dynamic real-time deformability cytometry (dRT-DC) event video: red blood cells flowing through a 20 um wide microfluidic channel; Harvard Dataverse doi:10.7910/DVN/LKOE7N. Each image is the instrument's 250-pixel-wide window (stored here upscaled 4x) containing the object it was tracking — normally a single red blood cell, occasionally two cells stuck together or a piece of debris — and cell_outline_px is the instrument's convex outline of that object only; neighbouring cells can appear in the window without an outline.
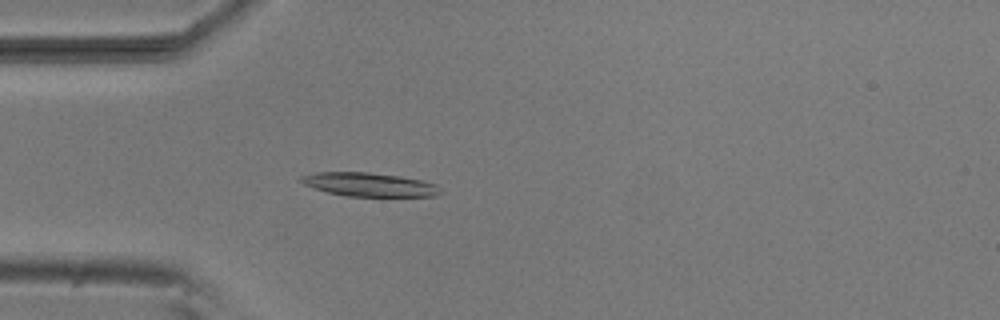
{"species": "common noctule bat (a hibernating species)", "species_latin": "Nyctalus noctula", "temperature_condition": "room temperature", "stored_images_in_passage": 53, "camera_frame_rate_fps": 3000, "um_per_image_px": 0.085, "animal": {"sex": "male", "body_mass_g": 20.5, "forearm_length_mm": 52.5}, "frame": {"image": 1, "passage_image": 15, "time_ms": 4.667, "image_size_px": [1000, 320], "cell_outline_px": [[440, 192], [436, 196], [344, 196], [328, 192], [304, 184], [296, 180], [300, 176], [316, 172], [368, 172], [400, 176], [420, 180], [436, 184], [440, 188]], "centroid_in_image_um": [31.35, 15.68], "position_along_channel_um": 53.7, "area_um2": 19.19}}
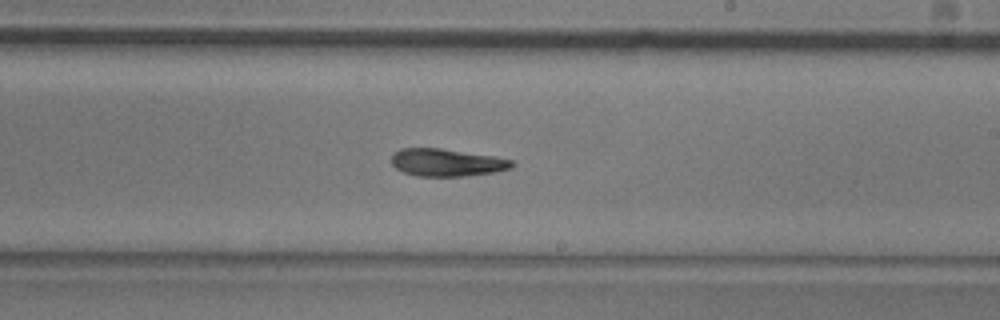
{"frame": {"image": 2, "passage_image": 31, "time_ms": 10.0, "image_size_px": [1000, 320], "cell_outline_px": [[516, 164], [512, 168], [492, 172], [464, 176], [416, 176], [404, 172], [396, 168], [392, 164], [392, 152], [400, 148], [440, 148], [496, 156], [512, 160]], "centroid_in_image_um": [37.97, 13.8], "position_along_channel_um": 251.0, "area_um2": 19.42}}
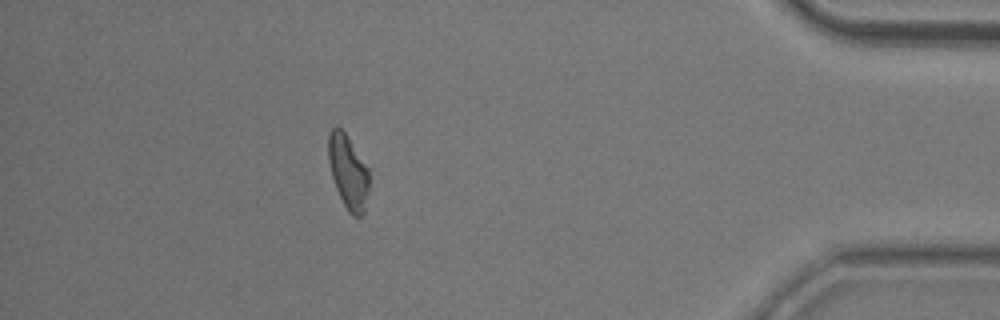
{"frame": {"image": 3, "passage_image": 47, "time_ms": 15.333, "image_size_px": [1000, 320], "cell_outline_px": [[372, 168], [368, 192], [364, 212], [360, 216], [352, 216], [348, 212], [336, 188], [332, 176], [328, 160], [328, 132], [336, 124], [348, 136]], "centroid_in_image_um": [29.64, 14.55], "position_along_channel_um": 405.6, "area_um2": 18.32}, "authors_computed_cell_mechanics": {"area_um2": 19.652, "velocity_mm_per_s": 3.81, "shape_relaxation_time_tau1_ms": 5.2234, "shape_relaxation_time_tau2_ms": 5.8352, "deformation_change_tau1": 0.1642, "deformation_change_tau2": 0.1527}}